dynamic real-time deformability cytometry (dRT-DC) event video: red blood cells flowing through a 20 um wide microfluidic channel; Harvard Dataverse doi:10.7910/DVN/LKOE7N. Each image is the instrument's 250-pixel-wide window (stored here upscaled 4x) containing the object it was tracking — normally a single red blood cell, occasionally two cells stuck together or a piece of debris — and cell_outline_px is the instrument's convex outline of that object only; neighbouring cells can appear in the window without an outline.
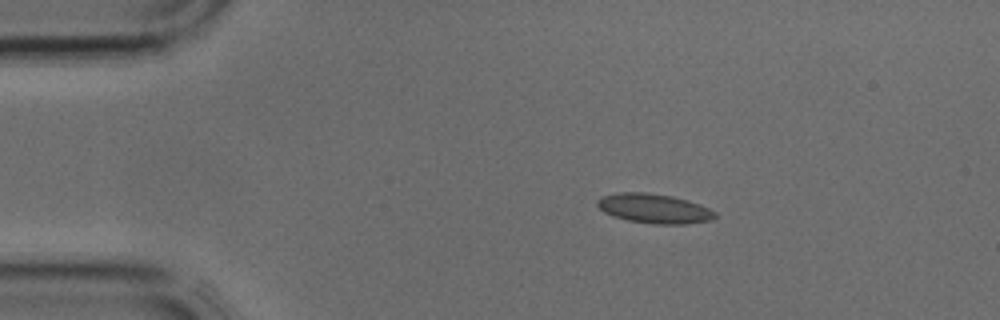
{"species": "common noctule bat (a hibernating species)", "species_latin": "Nyctalus noctula", "temperature_condition": "cold", "stored_images_in_passage": 2, "camera_frame_rate_fps": 3000, "um_per_image_px": 0.085, "animal": {"sex": "male", "body_mass_g": 17.9, "forearm_length_mm": 54.2}, "frame": {"image": 1, "passage_image": 2, "time_ms": 0.333, "image_size_px": [1000, 320], "cell_outline_px": [[716, 216], [712, 220], [684, 224], [656, 224], [628, 220], [612, 216], [604, 212], [596, 204], [596, 200], [600, 196], [620, 192], [644, 192], [672, 196], [700, 204], [716, 212]], "centroid_in_image_um": [55.58, 17.72], "position_along_channel_um": 29.4, "area_um2": 20.23}}